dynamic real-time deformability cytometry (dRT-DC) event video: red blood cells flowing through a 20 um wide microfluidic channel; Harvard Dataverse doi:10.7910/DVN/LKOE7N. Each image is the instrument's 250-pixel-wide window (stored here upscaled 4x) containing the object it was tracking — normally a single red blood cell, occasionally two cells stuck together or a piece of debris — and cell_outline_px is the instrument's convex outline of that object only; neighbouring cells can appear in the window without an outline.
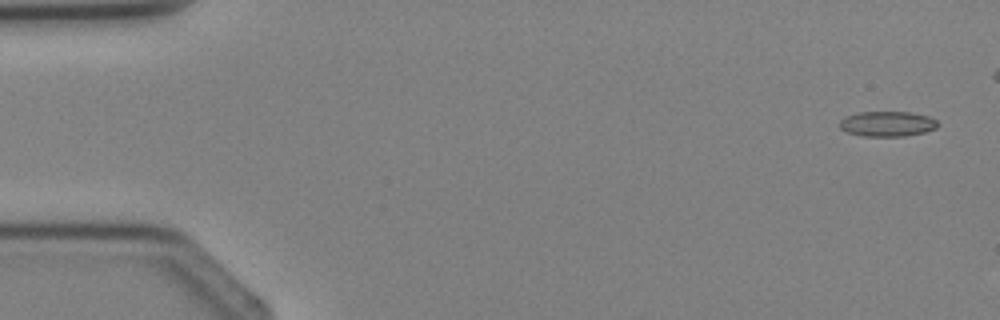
{"species": "Egyptian fruit bat (a non-hibernating species)", "species_latin": "Rousettus aegyptiacus", "temperature_condition": "cold", "stored_images_in_passage": 4, "camera_frame_rate_fps": 3000, "um_per_image_px": 0.085, "animal": {"sex": "female"}, "frame": {"image": 1, "passage_image": 1, "time_ms": 0.0, "image_size_px": [1000, 320], "cell_outline_px": [[940, 124], [936, 128], [924, 132], [904, 136], [860, 136], [848, 132], [840, 128], [840, 120], [844, 116], [856, 112], [912, 112], [928, 116], [936, 120]], "centroid_in_image_um": [75.41, 10.52], "position_along_channel_um": 9.6, "area_um2": 14.51}}